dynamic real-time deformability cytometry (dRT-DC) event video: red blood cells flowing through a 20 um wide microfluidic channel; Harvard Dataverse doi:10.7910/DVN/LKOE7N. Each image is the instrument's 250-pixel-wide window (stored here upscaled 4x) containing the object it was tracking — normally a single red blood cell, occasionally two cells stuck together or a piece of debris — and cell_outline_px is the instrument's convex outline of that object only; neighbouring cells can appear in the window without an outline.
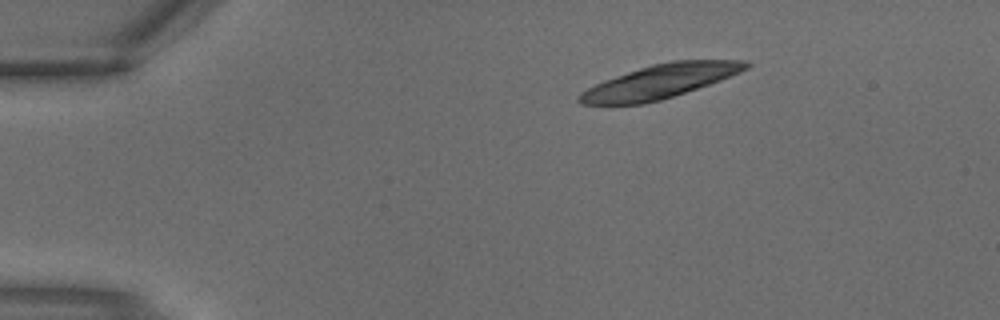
{"species": "common noctule bat (a hibernating species)", "species_latin": "Nyctalus noctula", "temperature_condition": "warm", "stored_images_in_passage": 3, "camera_frame_rate_fps": 3000, "um_per_image_px": 0.085, "animal": {"sex": "male", "body_mass_g": 18.8}, "frame": {"image": 1, "passage_image": 3, "time_ms": 0.667, "image_size_px": [1000, 320], "cell_outline_px": [[752, 64], [748, 68], [740, 72], [720, 80], [660, 100], [644, 104], [580, 104], [576, 100], [580, 92], [604, 80], [652, 64], [672, 60], [744, 60]], "centroid_in_image_um": [56.09, 6.92], "position_along_channel_um": 28.9, "area_um2": 32.37}}